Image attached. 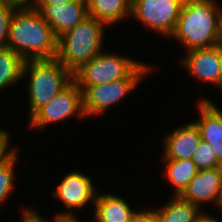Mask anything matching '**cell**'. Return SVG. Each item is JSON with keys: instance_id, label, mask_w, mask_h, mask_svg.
<instances>
[{"instance_id": "cell-9", "label": "cell", "mask_w": 222, "mask_h": 222, "mask_svg": "<svg viewBox=\"0 0 222 222\" xmlns=\"http://www.w3.org/2000/svg\"><path fill=\"white\" fill-rule=\"evenodd\" d=\"M95 189L89 176L79 171H72L65 175L52 195L61 200L68 210L60 213L73 214L75 209L81 210L89 201L95 202L98 193Z\"/></svg>"}, {"instance_id": "cell-16", "label": "cell", "mask_w": 222, "mask_h": 222, "mask_svg": "<svg viewBox=\"0 0 222 222\" xmlns=\"http://www.w3.org/2000/svg\"><path fill=\"white\" fill-rule=\"evenodd\" d=\"M132 0H87V13L107 26L131 15Z\"/></svg>"}, {"instance_id": "cell-14", "label": "cell", "mask_w": 222, "mask_h": 222, "mask_svg": "<svg viewBox=\"0 0 222 222\" xmlns=\"http://www.w3.org/2000/svg\"><path fill=\"white\" fill-rule=\"evenodd\" d=\"M198 103L200 117L194 122L199 128L201 139L212 146L217 160L222 164V117L206 100Z\"/></svg>"}, {"instance_id": "cell-18", "label": "cell", "mask_w": 222, "mask_h": 222, "mask_svg": "<svg viewBox=\"0 0 222 222\" xmlns=\"http://www.w3.org/2000/svg\"><path fill=\"white\" fill-rule=\"evenodd\" d=\"M163 161L166 166V177L175 188V196H180L194 178L198 169L192 159Z\"/></svg>"}, {"instance_id": "cell-28", "label": "cell", "mask_w": 222, "mask_h": 222, "mask_svg": "<svg viewBox=\"0 0 222 222\" xmlns=\"http://www.w3.org/2000/svg\"><path fill=\"white\" fill-rule=\"evenodd\" d=\"M194 222H219L215 217L208 215L207 213H200Z\"/></svg>"}, {"instance_id": "cell-20", "label": "cell", "mask_w": 222, "mask_h": 222, "mask_svg": "<svg viewBox=\"0 0 222 222\" xmlns=\"http://www.w3.org/2000/svg\"><path fill=\"white\" fill-rule=\"evenodd\" d=\"M16 149H12L11 152L0 160V204L8 199L11 194V190L14 187V172L15 163L17 159Z\"/></svg>"}, {"instance_id": "cell-22", "label": "cell", "mask_w": 222, "mask_h": 222, "mask_svg": "<svg viewBox=\"0 0 222 222\" xmlns=\"http://www.w3.org/2000/svg\"><path fill=\"white\" fill-rule=\"evenodd\" d=\"M17 8L13 0H0V48L7 47L10 21Z\"/></svg>"}, {"instance_id": "cell-17", "label": "cell", "mask_w": 222, "mask_h": 222, "mask_svg": "<svg viewBox=\"0 0 222 222\" xmlns=\"http://www.w3.org/2000/svg\"><path fill=\"white\" fill-rule=\"evenodd\" d=\"M199 206L184 200L181 196H175L161 209H157L159 222H194L199 216Z\"/></svg>"}, {"instance_id": "cell-26", "label": "cell", "mask_w": 222, "mask_h": 222, "mask_svg": "<svg viewBox=\"0 0 222 222\" xmlns=\"http://www.w3.org/2000/svg\"><path fill=\"white\" fill-rule=\"evenodd\" d=\"M54 218L53 222H80L74 213H57ZM44 222L47 221L44 220Z\"/></svg>"}, {"instance_id": "cell-4", "label": "cell", "mask_w": 222, "mask_h": 222, "mask_svg": "<svg viewBox=\"0 0 222 222\" xmlns=\"http://www.w3.org/2000/svg\"><path fill=\"white\" fill-rule=\"evenodd\" d=\"M25 76L29 77L30 117L74 79V75L57 58L25 61L22 78Z\"/></svg>"}, {"instance_id": "cell-12", "label": "cell", "mask_w": 222, "mask_h": 222, "mask_svg": "<svg viewBox=\"0 0 222 222\" xmlns=\"http://www.w3.org/2000/svg\"><path fill=\"white\" fill-rule=\"evenodd\" d=\"M221 190L222 167H217L213 169L198 170L180 196L184 200L202 207L203 203H217Z\"/></svg>"}, {"instance_id": "cell-15", "label": "cell", "mask_w": 222, "mask_h": 222, "mask_svg": "<svg viewBox=\"0 0 222 222\" xmlns=\"http://www.w3.org/2000/svg\"><path fill=\"white\" fill-rule=\"evenodd\" d=\"M97 193L94 202L97 222H130L135 210L120 196Z\"/></svg>"}, {"instance_id": "cell-24", "label": "cell", "mask_w": 222, "mask_h": 222, "mask_svg": "<svg viewBox=\"0 0 222 222\" xmlns=\"http://www.w3.org/2000/svg\"><path fill=\"white\" fill-rule=\"evenodd\" d=\"M9 142H10V139H9L8 133L5 130L0 129V160H2L11 152L12 149L10 150L8 149Z\"/></svg>"}, {"instance_id": "cell-7", "label": "cell", "mask_w": 222, "mask_h": 222, "mask_svg": "<svg viewBox=\"0 0 222 222\" xmlns=\"http://www.w3.org/2000/svg\"><path fill=\"white\" fill-rule=\"evenodd\" d=\"M184 0H132L131 15L147 28L170 37Z\"/></svg>"}, {"instance_id": "cell-32", "label": "cell", "mask_w": 222, "mask_h": 222, "mask_svg": "<svg viewBox=\"0 0 222 222\" xmlns=\"http://www.w3.org/2000/svg\"><path fill=\"white\" fill-rule=\"evenodd\" d=\"M220 44L222 45V11H221V23H220Z\"/></svg>"}, {"instance_id": "cell-1", "label": "cell", "mask_w": 222, "mask_h": 222, "mask_svg": "<svg viewBox=\"0 0 222 222\" xmlns=\"http://www.w3.org/2000/svg\"><path fill=\"white\" fill-rule=\"evenodd\" d=\"M7 47L25 61L54 59L58 38L39 10L18 7L10 21Z\"/></svg>"}, {"instance_id": "cell-21", "label": "cell", "mask_w": 222, "mask_h": 222, "mask_svg": "<svg viewBox=\"0 0 222 222\" xmlns=\"http://www.w3.org/2000/svg\"><path fill=\"white\" fill-rule=\"evenodd\" d=\"M192 161L195 163L198 170L222 167V164L217 160L216 155L213 152L212 146L203 140H201V143L194 151Z\"/></svg>"}, {"instance_id": "cell-25", "label": "cell", "mask_w": 222, "mask_h": 222, "mask_svg": "<svg viewBox=\"0 0 222 222\" xmlns=\"http://www.w3.org/2000/svg\"><path fill=\"white\" fill-rule=\"evenodd\" d=\"M22 213V222H44L43 217H40L39 214H37L38 212L30 208L24 209Z\"/></svg>"}, {"instance_id": "cell-19", "label": "cell", "mask_w": 222, "mask_h": 222, "mask_svg": "<svg viewBox=\"0 0 222 222\" xmlns=\"http://www.w3.org/2000/svg\"><path fill=\"white\" fill-rule=\"evenodd\" d=\"M24 62L9 47L0 48V91L22 79Z\"/></svg>"}, {"instance_id": "cell-30", "label": "cell", "mask_w": 222, "mask_h": 222, "mask_svg": "<svg viewBox=\"0 0 222 222\" xmlns=\"http://www.w3.org/2000/svg\"><path fill=\"white\" fill-rule=\"evenodd\" d=\"M201 100H206V101L220 114V116L222 117V111H221L219 108H217V106L214 105L213 102H211V101H210L209 99H207V98H204V99H201Z\"/></svg>"}, {"instance_id": "cell-13", "label": "cell", "mask_w": 222, "mask_h": 222, "mask_svg": "<svg viewBox=\"0 0 222 222\" xmlns=\"http://www.w3.org/2000/svg\"><path fill=\"white\" fill-rule=\"evenodd\" d=\"M201 140L199 128L194 121L178 127L165 135L163 160L192 159Z\"/></svg>"}, {"instance_id": "cell-29", "label": "cell", "mask_w": 222, "mask_h": 222, "mask_svg": "<svg viewBox=\"0 0 222 222\" xmlns=\"http://www.w3.org/2000/svg\"><path fill=\"white\" fill-rule=\"evenodd\" d=\"M77 0H41L38 5H62Z\"/></svg>"}, {"instance_id": "cell-27", "label": "cell", "mask_w": 222, "mask_h": 222, "mask_svg": "<svg viewBox=\"0 0 222 222\" xmlns=\"http://www.w3.org/2000/svg\"><path fill=\"white\" fill-rule=\"evenodd\" d=\"M18 7H31L35 8L41 0H13Z\"/></svg>"}, {"instance_id": "cell-6", "label": "cell", "mask_w": 222, "mask_h": 222, "mask_svg": "<svg viewBox=\"0 0 222 222\" xmlns=\"http://www.w3.org/2000/svg\"><path fill=\"white\" fill-rule=\"evenodd\" d=\"M77 115L85 117L83 112L82 90L75 79L63 88L52 100L38 109L30 118V125L39 131L48 124L66 120Z\"/></svg>"}, {"instance_id": "cell-11", "label": "cell", "mask_w": 222, "mask_h": 222, "mask_svg": "<svg viewBox=\"0 0 222 222\" xmlns=\"http://www.w3.org/2000/svg\"><path fill=\"white\" fill-rule=\"evenodd\" d=\"M59 38L88 16L87 0H77L62 5H37L35 7Z\"/></svg>"}, {"instance_id": "cell-10", "label": "cell", "mask_w": 222, "mask_h": 222, "mask_svg": "<svg viewBox=\"0 0 222 222\" xmlns=\"http://www.w3.org/2000/svg\"><path fill=\"white\" fill-rule=\"evenodd\" d=\"M183 66L202 82L220 85L222 81V45L189 50Z\"/></svg>"}, {"instance_id": "cell-5", "label": "cell", "mask_w": 222, "mask_h": 222, "mask_svg": "<svg viewBox=\"0 0 222 222\" xmlns=\"http://www.w3.org/2000/svg\"><path fill=\"white\" fill-rule=\"evenodd\" d=\"M150 71L147 64L102 51L80 68L74 79L79 87H93L124 78H143Z\"/></svg>"}, {"instance_id": "cell-31", "label": "cell", "mask_w": 222, "mask_h": 222, "mask_svg": "<svg viewBox=\"0 0 222 222\" xmlns=\"http://www.w3.org/2000/svg\"><path fill=\"white\" fill-rule=\"evenodd\" d=\"M216 205H218V207L220 206V209L222 210V190L219 194V198H218Z\"/></svg>"}, {"instance_id": "cell-2", "label": "cell", "mask_w": 222, "mask_h": 222, "mask_svg": "<svg viewBox=\"0 0 222 222\" xmlns=\"http://www.w3.org/2000/svg\"><path fill=\"white\" fill-rule=\"evenodd\" d=\"M221 11L215 0H185L170 37L187 51L219 45Z\"/></svg>"}, {"instance_id": "cell-8", "label": "cell", "mask_w": 222, "mask_h": 222, "mask_svg": "<svg viewBox=\"0 0 222 222\" xmlns=\"http://www.w3.org/2000/svg\"><path fill=\"white\" fill-rule=\"evenodd\" d=\"M143 78H124L93 87H80L82 90L83 112L85 117L103 114L118 103L141 82Z\"/></svg>"}, {"instance_id": "cell-3", "label": "cell", "mask_w": 222, "mask_h": 222, "mask_svg": "<svg viewBox=\"0 0 222 222\" xmlns=\"http://www.w3.org/2000/svg\"><path fill=\"white\" fill-rule=\"evenodd\" d=\"M105 27V23L88 15L58 38L56 58L74 75L102 52Z\"/></svg>"}, {"instance_id": "cell-23", "label": "cell", "mask_w": 222, "mask_h": 222, "mask_svg": "<svg viewBox=\"0 0 222 222\" xmlns=\"http://www.w3.org/2000/svg\"><path fill=\"white\" fill-rule=\"evenodd\" d=\"M130 222H159L156 210L135 211Z\"/></svg>"}]
</instances>
